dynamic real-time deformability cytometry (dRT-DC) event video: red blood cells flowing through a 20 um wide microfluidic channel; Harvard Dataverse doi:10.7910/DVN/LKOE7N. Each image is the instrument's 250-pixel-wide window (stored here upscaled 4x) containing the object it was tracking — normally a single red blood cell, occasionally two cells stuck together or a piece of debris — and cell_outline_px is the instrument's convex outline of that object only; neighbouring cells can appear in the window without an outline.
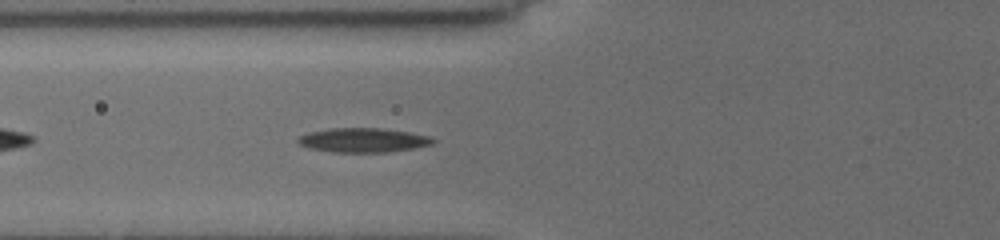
{"species": "common noctule bat (a hibernating species)", "species_latin": "Nyctalus noctula", "temperature_condition": "cold", "stored_images_in_passage": 70, "segment_of_instrument_passage": [1, 2], "camera_frame_rate_fps": 3000, "um_per_image_px": 0.085, "animal": {"sex": "female", "body_mass_g": 19.5, "forearm_length_mm": 54.1}, "frame": {"image": 1, "passage_image": 11, "time_ms": 2.0, "image_size_px": [1000, 240], "cell_outline_px": [[436, 140], [432, 144], [412, 148], [388, 152], [332, 152], [308, 148], [300, 144], [296, 140], [300, 136], [308, 132], [332, 128], [380, 128], [408, 132], [432, 136]], "centroid_in_image_um": [30.86, 11.91], "position_along_channel_um": 94.9, "area_um2": 19.07}}
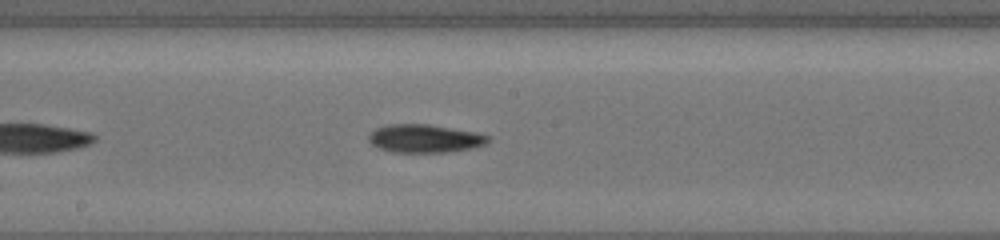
{"frame": {"image": 2, "passage_image": 30, "time_ms": 5.0, "image_size_px": [1000, 240], "cell_outline_px": [[492, 140], [488, 144], [472, 148], [444, 152], [392, 152], [380, 148], [372, 144], [368, 140], [368, 136], [376, 128], [388, 124], [428, 124], [476, 132], [492, 136]], "centroid_in_image_um": [36.16, 11.77], "position_along_channel_um": 212.0, "area_um2": 19.71}}
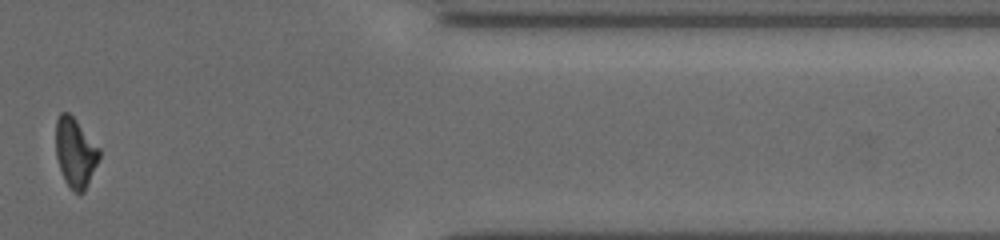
{"frame": {"image": 3, "passage_image": 68, "time_ms": 10.667, "image_size_px": [1000, 240], "cell_outline_px": [[100, 156], [84, 192], [76, 192], [64, 180], [56, 156], [56, 120], [60, 112], [68, 112], [76, 120], [100, 148]], "centroid_in_image_um": [6.39, 12.94], "position_along_channel_um": 405.0, "area_um2": 17.28}}